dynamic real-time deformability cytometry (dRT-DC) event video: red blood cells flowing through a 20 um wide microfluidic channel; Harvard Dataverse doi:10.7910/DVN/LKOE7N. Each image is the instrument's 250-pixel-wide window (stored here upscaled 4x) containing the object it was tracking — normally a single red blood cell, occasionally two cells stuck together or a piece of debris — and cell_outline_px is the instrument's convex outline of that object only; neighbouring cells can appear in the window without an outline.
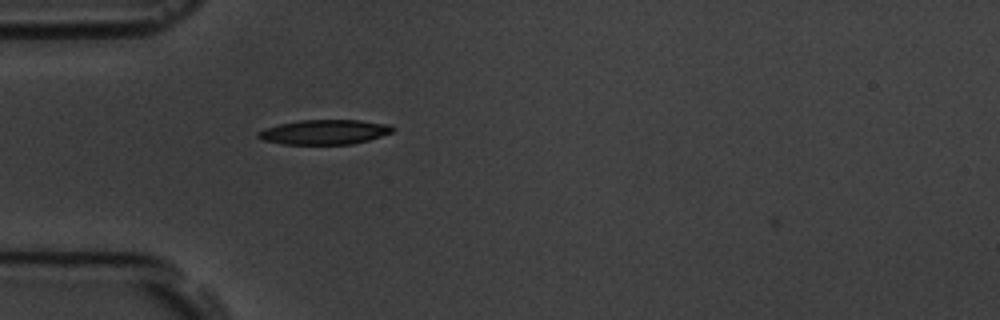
{"species": "common noctule bat (a hibernating species)", "species_latin": "Nyctalus noctula", "temperature_condition": "room temperature", "stored_images_in_passage": 3, "camera_frame_rate_fps": 3000, "um_per_image_px": 0.085, "animal": {"sex": "male", "body_mass_g": 19.5, "forearm_length_mm": 54.6}, "frame": {"image": 1, "passage_image": 3, "time_ms": 2.333, "image_size_px": [1000, 320], "cell_outline_px": [[396, 128], [392, 132], [368, 140], [352, 144], [284, 144], [264, 140], [256, 136], [256, 132], [264, 128], [280, 124], [300, 120], [360, 120], [388, 124]], "centroid_in_image_um": [27.57, 11.22], "position_along_channel_um": 57.4, "area_um2": 19.31}}